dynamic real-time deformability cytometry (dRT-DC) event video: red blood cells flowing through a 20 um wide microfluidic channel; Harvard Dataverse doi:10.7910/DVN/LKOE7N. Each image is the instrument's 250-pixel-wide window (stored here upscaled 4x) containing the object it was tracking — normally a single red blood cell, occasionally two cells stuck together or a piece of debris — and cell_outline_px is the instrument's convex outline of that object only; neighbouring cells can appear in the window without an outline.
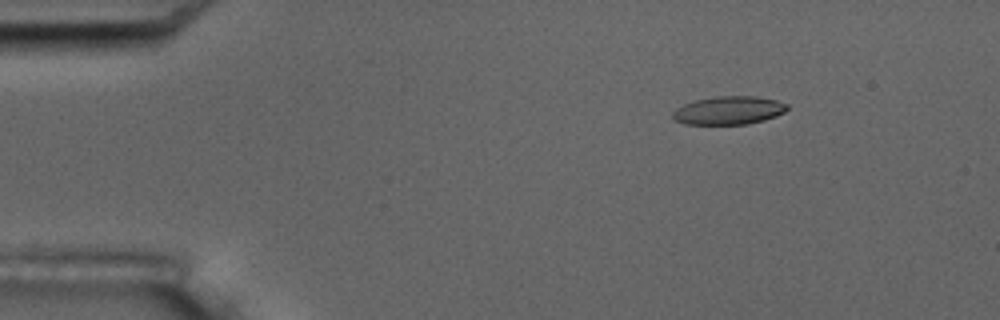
{"species": "common noctule bat (a hibernating species)", "species_latin": "Nyctalus noctula", "temperature_condition": "room temperature", "stored_images_in_passage": 9, "camera_frame_rate_fps": 3000, "um_per_image_px": 0.085, "animal": {"sex": "male", "body_mass_g": 17.5, "forearm_length_mm": 52.3}, "frame": {"image": 1, "passage_image": 2, "time_ms": 1.0, "image_size_px": [1000, 320], "cell_outline_px": [[788, 108], [784, 112], [776, 116], [764, 120], [748, 124], [684, 124], [672, 120], [672, 112], [676, 108], [684, 104], [696, 100], [716, 96], [756, 96], [776, 100], [788, 104]], "centroid_in_image_um": [61.92, 9.39], "position_along_channel_um": 23.1, "area_um2": 18.96}}
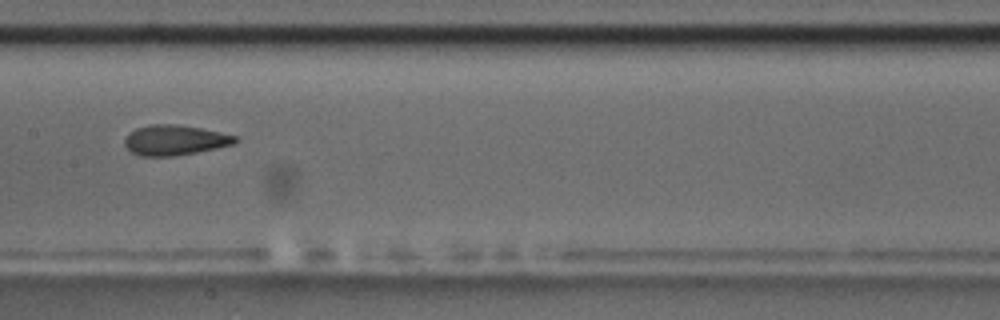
{"frame": {"image": 2, "passage_image": 7, "time_ms": 7.667, "image_size_px": [1000, 320], "cell_outline_px": [[240, 140], [232, 144], [216, 148], [196, 152], [172, 156], [140, 156], [132, 152], [124, 144], [124, 140], [136, 128], [148, 124], [172, 124], [200, 128], [220, 132], [236, 136]], "centroid_in_image_um": [14.86, 11.91], "position_along_channel_um": 192.5, "area_um2": 19.19}}
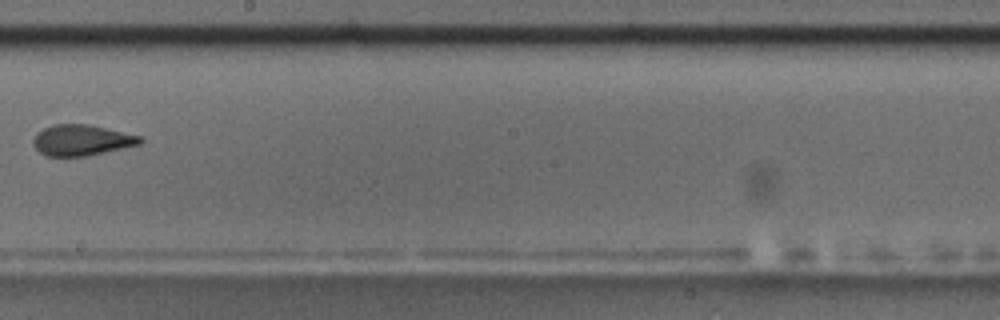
{"frame": {"image": 3, "passage_image": 8, "time_ms": 9.0, "image_size_px": [1000, 320], "cell_outline_px": [[144, 140], [140, 144], [88, 156], [44, 156], [32, 144], [32, 140], [36, 132], [52, 124], [88, 124], [144, 136]], "centroid_in_image_um": [6.94, 11.91], "position_along_channel_um": 241.3, "area_um2": 19.48}}